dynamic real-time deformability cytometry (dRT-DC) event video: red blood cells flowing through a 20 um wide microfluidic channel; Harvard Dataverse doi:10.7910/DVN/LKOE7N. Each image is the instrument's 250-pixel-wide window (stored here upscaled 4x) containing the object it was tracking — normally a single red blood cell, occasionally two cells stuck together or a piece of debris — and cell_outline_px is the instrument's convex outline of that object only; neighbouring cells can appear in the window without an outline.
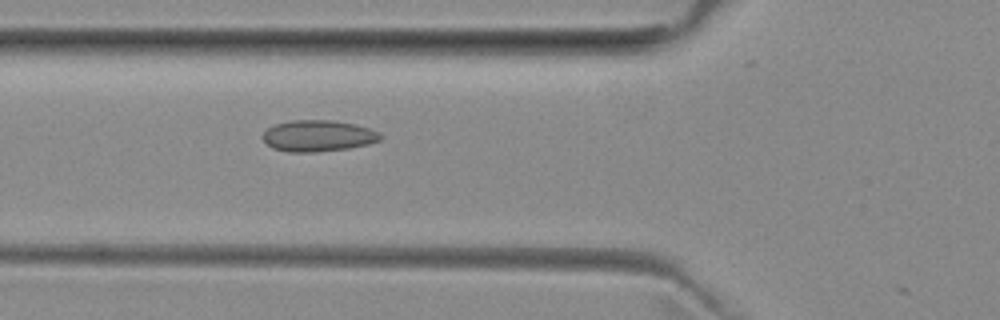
{"species": "common noctule bat (a hibernating species)", "species_latin": "Nyctalus noctula", "temperature_condition": "room temperature", "stored_images_in_passage": 18, "camera_frame_rate_fps": 3000, "um_per_image_px": 0.085, "animal": {"sex": "female", "body_mass_g": 29.2, "forearm_length_mm": 56.3}, "frame": {"image": 1, "passage_image": 17, "time_ms": 5.333, "image_size_px": [1000, 320], "cell_outline_px": [[384, 136], [380, 140], [368, 144], [348, 148], [316, 152], [288, 152], [272, 148], [264, 140], [264, 132], [268, 128], [276, 124], [292, 120], [332, 120], [356, 124], [380, 132]], "centroid_in_image_um": [27.07, 11.54], "position_along_channel_um": 98.7, "area_um2": 21.44}}